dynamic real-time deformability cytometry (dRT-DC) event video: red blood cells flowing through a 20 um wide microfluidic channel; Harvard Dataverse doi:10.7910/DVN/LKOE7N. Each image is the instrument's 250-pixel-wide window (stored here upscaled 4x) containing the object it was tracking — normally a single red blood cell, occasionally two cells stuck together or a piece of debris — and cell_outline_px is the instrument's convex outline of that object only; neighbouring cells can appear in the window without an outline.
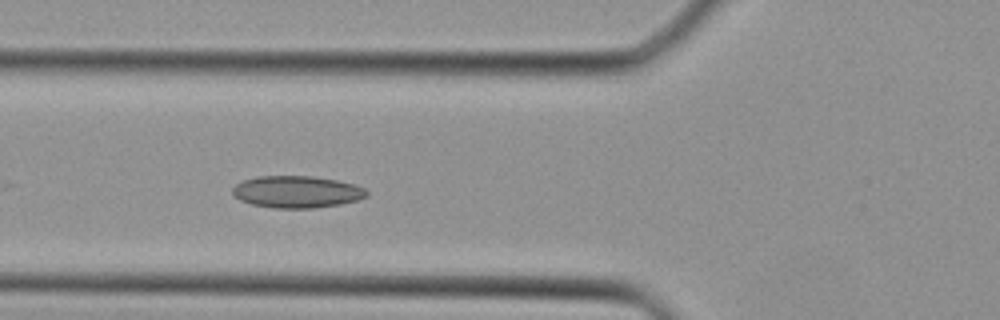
{"species": "Egyptian fruit bat (a non-hibernating species)", "species_latin": "Rousettus aegyptiacus", "temperature_condition": "cold", "stored_images_in_passage": 13, "camera_frame_rate_fps": 3000, "um_per_image_px": 0.085, "animal": {"sex": "female"}, "frame": {"image": 1, "passage_image": 7, "time_ms": 2.0, "image_size_px": [1000, 320], "cell_outline_px": [[368, 196], [356, 200], [340, 204], [312, 208], [272, 208], [252, 204], [240, 200], [232, 192], [232, 188], [236, 184], [244, 180], [256, 176], [312, 176], [336, 180], [352, 184], [364, 188], [368, 192]], "centroid_in_image_um": [25.21, 16.3], "position_along_channel_um": 100.6, "area_um2": 24.85}}
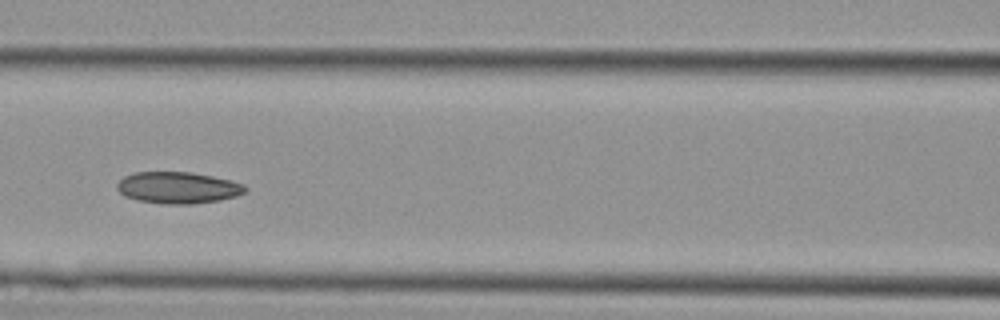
{"frame": {"image": 2, "passage_image": 10, "time_ms": 3.0, "image_size_px": [1000, 320], "cell_outline_px": [[248, 188], [244, 192], [236, 196], [220, 200], [192, 204], [164, 204], [140, 200], [124, 196], [116, 188], [116, 184], [124, 176], [136, 172], [192, 172], [232, 180], [244, 184]], "centroid_in_image_um": [15.14, 15.95], "position_along_channel_um": 151.5, "area_um2": 23.64}}